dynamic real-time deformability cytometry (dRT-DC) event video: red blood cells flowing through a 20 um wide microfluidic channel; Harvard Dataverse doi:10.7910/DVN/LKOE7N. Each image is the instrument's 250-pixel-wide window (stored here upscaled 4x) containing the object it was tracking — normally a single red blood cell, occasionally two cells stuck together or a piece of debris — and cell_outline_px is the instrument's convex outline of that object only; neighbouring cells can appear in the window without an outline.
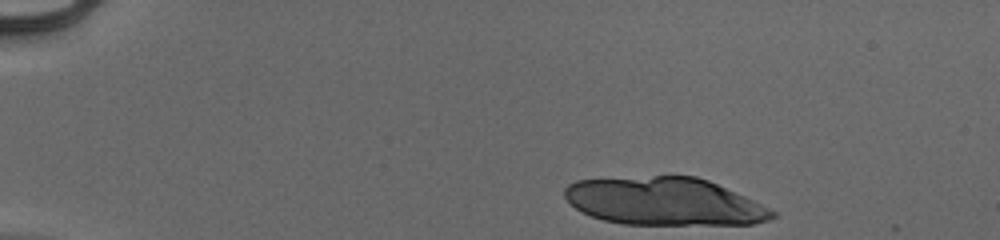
{"species": "human", "species_latin": "Homo sapiens", "temperature_condition": "cold", "stored_images_in_passage": 12, "camera_frame_rate_fps": 3000, "um_per_image_px": 0.085, "donor": {"sex": "male"}, "frame": {"image": 1, "passage_image": 1, "time_ms": 0.0, "image_size_px": [1000, 240], "cell_outline_px": [[776, 216], [768, 220], [752, 224], [624, 224], [604, 220], [580, 212], [564, 196], [564, 188], [568, 184], [576, 180], [652, 176], [696, 176], [708, 180], [744, 196], [776, 212]], "centroid_in_image_um": [56.44, 17.12], "position_along_channel_um": 28.6, "area_um2": 57.45}}